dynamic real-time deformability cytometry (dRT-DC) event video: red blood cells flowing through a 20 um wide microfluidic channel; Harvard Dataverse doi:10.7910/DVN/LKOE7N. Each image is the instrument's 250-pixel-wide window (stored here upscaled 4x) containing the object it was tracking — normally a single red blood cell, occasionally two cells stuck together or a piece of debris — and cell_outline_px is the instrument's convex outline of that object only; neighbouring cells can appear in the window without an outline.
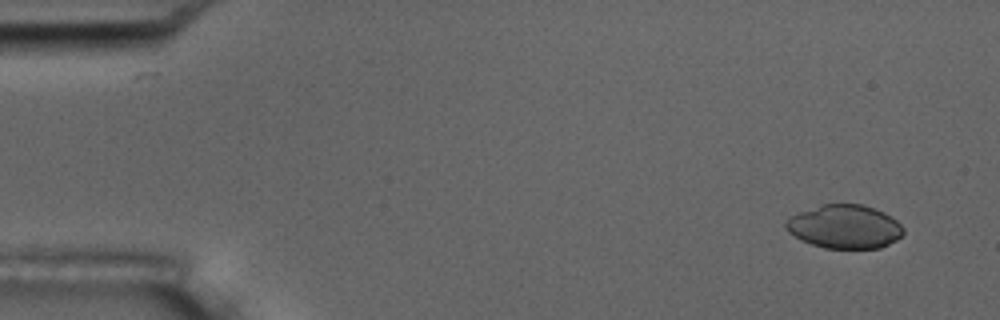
{"species": "common noctule bat (a hibernating species)", "species_latin": "Nyctalus noctula", "temperature_condition": "room temperature", "stored_images_in_passage": 4, "camera_frame_rate_fps": 3000, "um_per_image_px": 0.085, "animal": {"sex": "male", "body_mass_g": 17.5, "forearm_length_mm": 52.3}, "frame": {"image": 1, "passage_image": 1, "time_ms": 0.0, "image_size_px": [1000, 320], "cell_outline_px": [[904, 232], [896, 240], [880, 248], [824, 248], [800, 240], [788, 232], [784, 224], [788, 216], [824, 204], [860, 204], [884, 212], [896, 220], [904, 228]], "centroid_in_image_um": [71.77, 19.27], "position_along_channel_um": 13.2, "area_um2": 29.77}}